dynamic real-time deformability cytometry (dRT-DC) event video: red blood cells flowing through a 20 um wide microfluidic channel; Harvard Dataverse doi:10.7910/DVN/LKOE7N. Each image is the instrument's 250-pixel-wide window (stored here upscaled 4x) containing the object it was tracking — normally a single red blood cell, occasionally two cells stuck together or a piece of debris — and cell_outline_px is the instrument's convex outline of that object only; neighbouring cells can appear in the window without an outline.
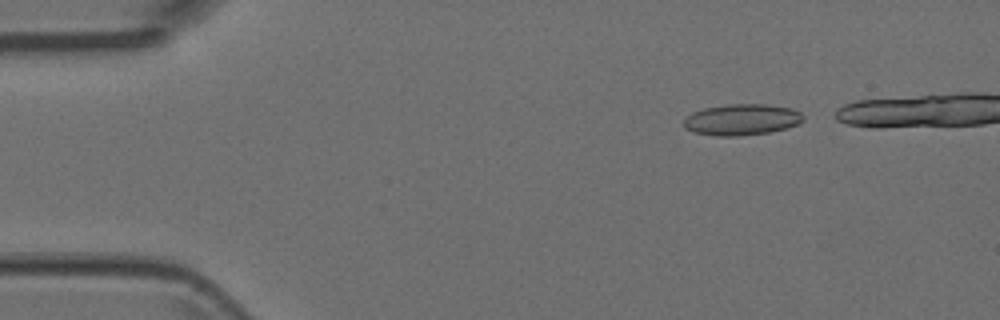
{"species": "Egyptian fruit bat (a non-hibernating species)", "species_latin": "Rousettus aegyptiacus", "temperature_condition": "room temperature", "stored_images_in_passage": 4, "camera_frame_rate_fps": 3000, "um_per_image_px": 0.085, "animal": {"sex": "female"}, "frame": {"image": 1, "passage_image": 1, "time_ms": 0.0, "image_size_px": [1000, 320], "cell_outline_px": [[804, 120], [800, 124], [768, 132], [736, 136], [716, 136], [696, 132], [684, 128], [684, 120], [692, 112], [704, 108], [728, 104], [764, 104], [792, 108], [800, 112], [804, 116]], "centroid_in_image_um": [63.07, 10.16], "position_along_channel_um": 21.9, "area_um2": 21.62}}